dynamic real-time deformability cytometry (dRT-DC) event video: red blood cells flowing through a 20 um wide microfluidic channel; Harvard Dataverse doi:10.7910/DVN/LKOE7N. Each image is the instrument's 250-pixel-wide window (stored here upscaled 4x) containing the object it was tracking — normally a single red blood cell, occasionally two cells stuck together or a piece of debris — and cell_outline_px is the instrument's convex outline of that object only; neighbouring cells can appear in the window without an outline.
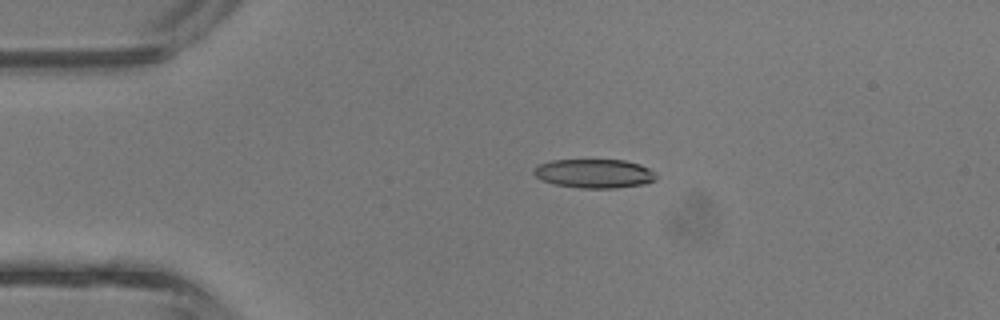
{"species": "common noctule bat (a hibernating species)", "species_latin": "Nyctalus noctula", "temperature_condition": "room temperature", "stored_images_in_passage": 2, "camera_frame_rate_fps": 3000, "um_per_image_px": 0.085, "animal": {"sex": "male", "body_mass_g": 13.3}, "frame": {"image": 1, "passage_image": 1, "time_ms": 0.0, "image_size_px": [1000, 320], "cell_outline_px": [[656, 180], [644, 184], [616, 188], [580, 188], [556, 184], [540, 180], [532, 172], [540, 164], [552, 160], [624, 160], [640, 164], [656, 172]], "centroid_in_image_um": [50.54, 14.75], "position_along_channel_um": 34.5, "area_um2": 20.63}}